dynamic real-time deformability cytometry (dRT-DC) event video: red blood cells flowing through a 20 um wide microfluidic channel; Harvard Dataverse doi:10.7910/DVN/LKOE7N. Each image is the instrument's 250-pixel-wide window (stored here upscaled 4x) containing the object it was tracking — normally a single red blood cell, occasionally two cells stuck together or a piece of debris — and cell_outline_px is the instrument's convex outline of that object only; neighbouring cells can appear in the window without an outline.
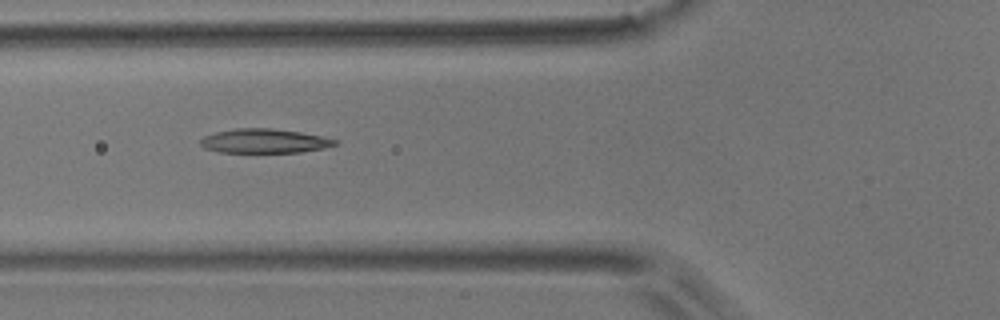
{"species": "common noctule bat (a hibernating species)", "species_latin": "Nyctalus noctula", "temperature_condition": "room temperature", "stored_images_in_passage": 4, "camera_frame_rate_fps": 3000, "um_per_image_px": 0.085, "animal": {"sex": "male", "body_mass_g": 17.9}, "frame": {"image": 1, "passage_image": 4, "time_ms": 3.333, "image_size_px": [1000, 320], "cell_outline_px": [[340, 144], [324, 148], [300, 152], [220, 152], [204, 148], [200, 144], [200, 140], [204, 136], [216, 132], [236, 128], [272, 128], [300, 132], [340, 140]], "centroid_in_image_um": [22.5, 11.98], "position_along_channel_um": 103.3, "area_um2": 19.02}}